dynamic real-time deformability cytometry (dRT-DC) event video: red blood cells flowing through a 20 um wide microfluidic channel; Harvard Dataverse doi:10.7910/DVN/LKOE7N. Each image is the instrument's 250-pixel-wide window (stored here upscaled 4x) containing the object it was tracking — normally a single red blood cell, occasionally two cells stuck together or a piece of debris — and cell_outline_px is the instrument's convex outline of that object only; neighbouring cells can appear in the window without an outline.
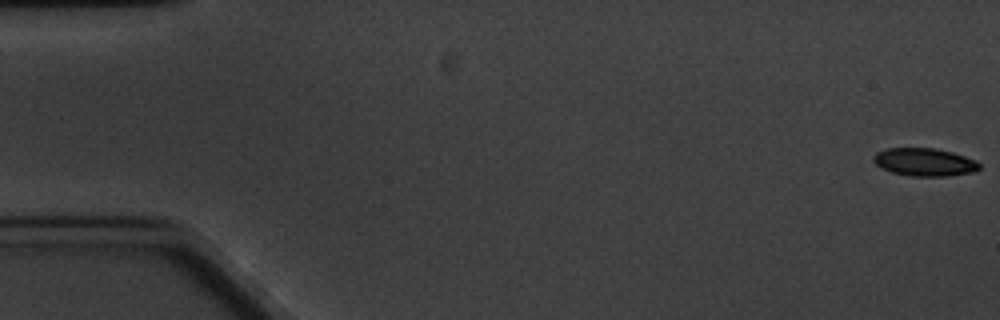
{"species": "common noctule bat (a hibernating species)", "species_latin": "Nyctalus noctula", "temperature_condition": "cold", "stored_images_in_passage": 5, "camera_frame_rate_fps": 3000, "um_per_image_px": 0.085, "animal": {"sex": "male", "body_mass_g": 20.1, "forearm_length_mm": 53.5}, "frame": {"image": 1, "passage_image": 1, "time_ms": 0.0, "image_size_px": [1000, 320], "cell_outline_px": [[980, 168], [972, 172], [948, 176], [912, 176], [892, 172], [880, 168], [872, 160], [872, 156], [876, 152], [888, 148], [936, 148], [952, 152], [976, 160], [980, 164]], "centroid_in_image_um": [78.56, 13.77], "position_along_channel_um": 6.4, "area_um2": 17.28}}
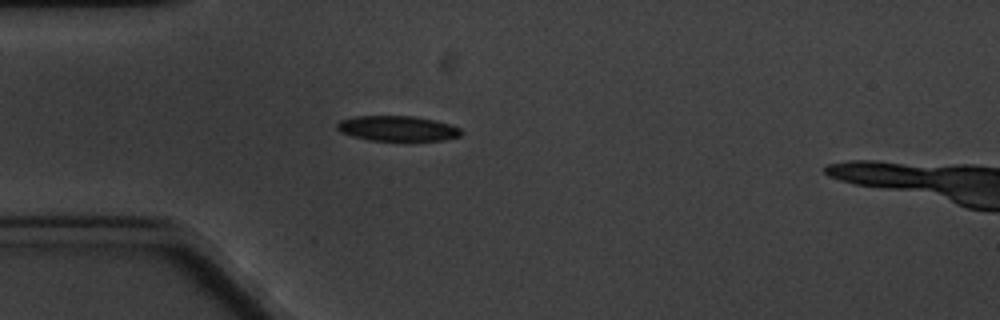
{"frame": {"image": 2, "passage_image": 5, "time_ms": 5.333, "image_size_px": [1000, 320], "cell_outline_px": [[464, 132], [460, 136], [444, 140], [368, 140], [352, 136], [340, 132], [336, 128], [336, 124], [340, 120], [356, 116], [412, 116], [432, 120], [448, 124], [460, 128]], "centroid_in_image_um": [33.76, 10.92], "position_along_channel_um": 51.2, "area_um2": 18.09}}